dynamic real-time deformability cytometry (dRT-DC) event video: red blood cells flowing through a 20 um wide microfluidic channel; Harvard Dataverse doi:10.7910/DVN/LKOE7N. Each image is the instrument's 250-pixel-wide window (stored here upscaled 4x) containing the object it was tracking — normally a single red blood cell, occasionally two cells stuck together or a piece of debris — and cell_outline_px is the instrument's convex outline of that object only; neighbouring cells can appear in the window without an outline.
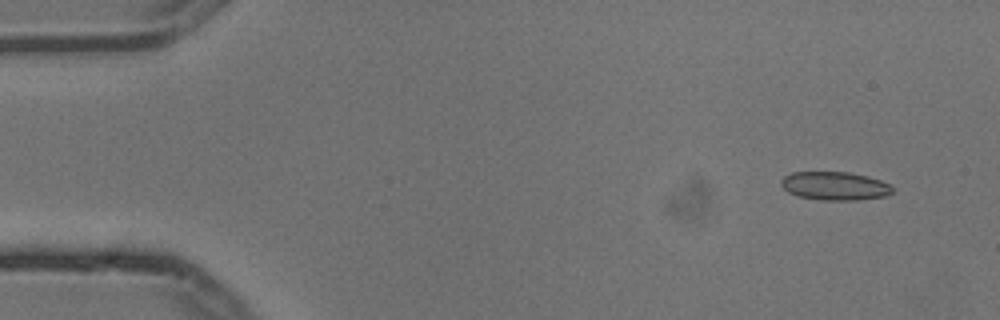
{"species": "common noctule bat (a hibernating species)", "species_latin": "Nyctalus noctula", "temperature_condition": "cold", "stored_images_in_passage": 6, "camera_frame_rate_fps": 3000, "um_per_image_px": 0.085, "animal": {"sex": "male", "body_mass_g": 13.3}, "frame": {"image": 1, "passage_image": 1, "time_ms": 0.0, "image_size_px": [1000, 320], "cell_outline_px": [[896, 188], [892, 192], [884, 196], [856, 200], [820, 200], [796, 196], [788, 192], [780, 184], [780, 180], [784, 176], [792, 172], [848, 172], [868, 176], [880, 180]], "centroid_in_image_um": [70.94, 15.8], "position_along_channel_um": 14.1, "area_um2": 18.55}}
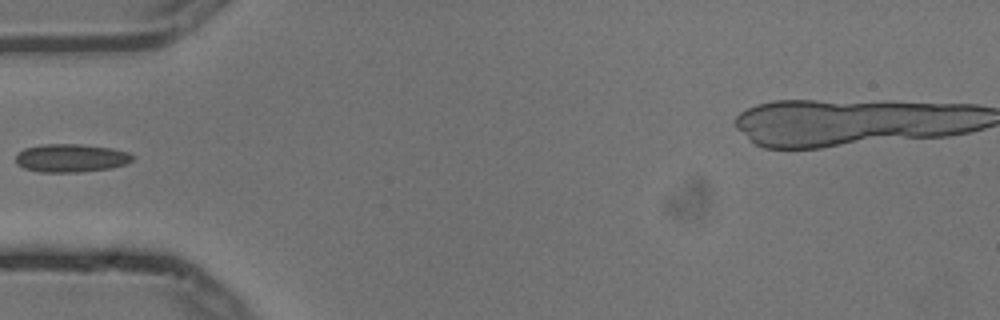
{"frame": {"image": 2, "passage_image": 5, "time_ms": 1.333, "image_size_px": [1000, 320], "cell_outline_px": [[136, 156], [132, 160], [124, 164], [112, 168], [76, 172], [40, 172], [24, 168], [16, 164], [16, 156], [24, 148], [44, 144], [84, 144], [112, 148], [128, 152]], "centroid_in_image_um": [6.05, 13.43], "position_along_channel_um": 79.0, "area_um2": 19.25}}
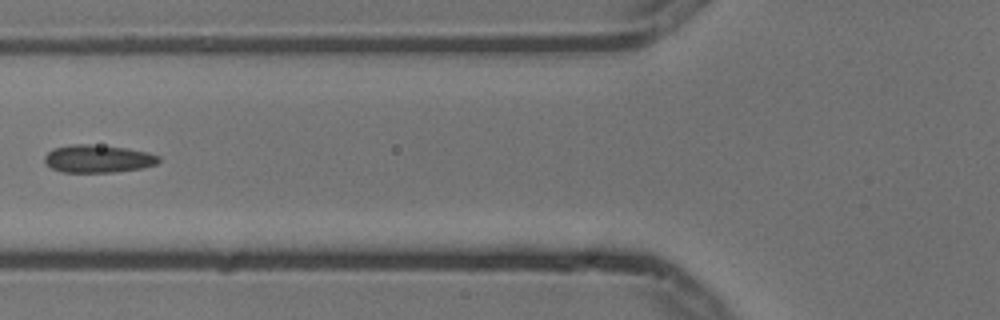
{"frame": {"image": 3, "passage_image": 6, "time_ms": 1.667, "image_size_px": [1000, 320], "cell_outline_px": [[160, 160], [156, 164], [140, 168], [116, 172], [60, 172], [52, 168], [44, 160], [44, 156], [52, 148], [72, 144], [88, 144], [128, 148], [148, 152], [160, 156]], "centroid_in_image_um": [8.32, 13.49], "position_along_channel_um": 117.5, "area_um2": 18.5}}